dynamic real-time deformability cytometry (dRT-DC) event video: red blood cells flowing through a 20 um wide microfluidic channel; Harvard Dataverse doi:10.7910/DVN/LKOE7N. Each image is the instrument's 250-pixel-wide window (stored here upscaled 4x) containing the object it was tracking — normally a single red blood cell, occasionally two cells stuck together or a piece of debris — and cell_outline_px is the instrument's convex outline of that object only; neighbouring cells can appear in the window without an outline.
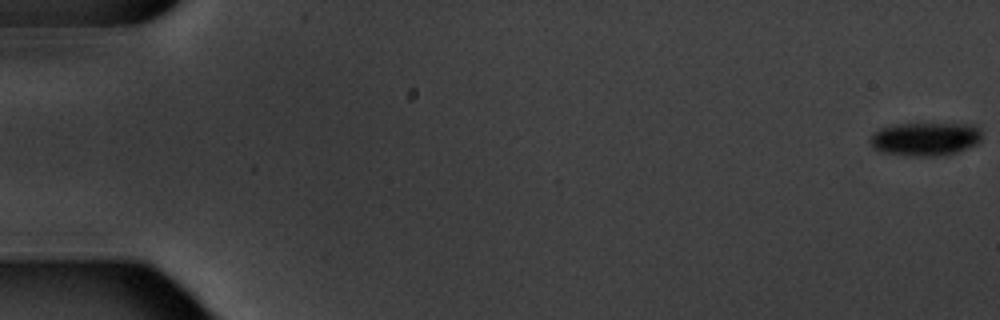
{"species": "common noctule bat (a hibernating species)", "species_latin": "Nyctalus noctula", "temperature_condition": "warm", "stored_images_in_passage": 6, "camera_frame_rate_fps": 3000, "um_per_image_px": 0.085, "animal": {"sex": "male", "body_mass_g": 20.1, "forearm_length_mm": 53.5}, "frame": {"image": 1, "passage_image": 1, "time_ms": 0.0, "image_size_px": [1000, 320], "cell_outline_px": [[980, 140], [976, 144], [956, 152], [944, 156], [912, 156], [880, 152], [872, 148], [868, 140], [872, 132], [880, 128], [892, 124], [976, 124], [980, 128]], "centroid_in_image_um": [78.59, 11.81], "position_along_channel_um": 6.4, "area_um2": 22.08}}
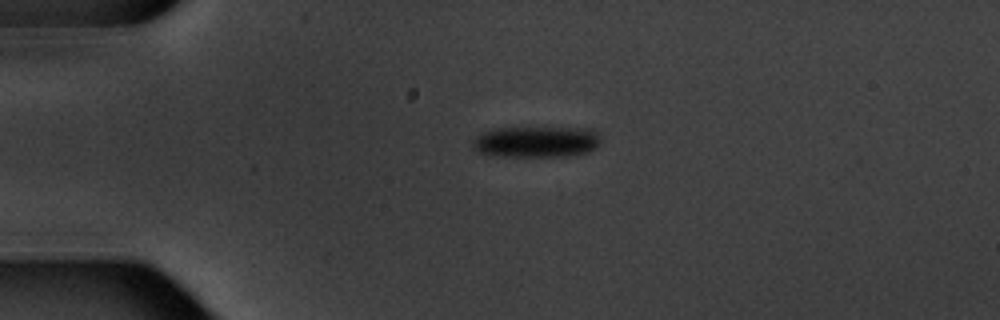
{"frame": {"image": 2, "passage_image": 5, "time_ms": 4.667, "image_size_px": [1000, 320], "cell_outline_px": [[600, 144], [596, 148], [588, 152], [572, 156], [496, 156], [476, 152], [472, 148], [472, 140], [476, 136], [484, 132], [496, 128], [596, 128], [600, 136]], "centroid_in_image_um": [45.62, 12.05], "position_along_channel_um": 39.4, "area_um2": 23.64}}